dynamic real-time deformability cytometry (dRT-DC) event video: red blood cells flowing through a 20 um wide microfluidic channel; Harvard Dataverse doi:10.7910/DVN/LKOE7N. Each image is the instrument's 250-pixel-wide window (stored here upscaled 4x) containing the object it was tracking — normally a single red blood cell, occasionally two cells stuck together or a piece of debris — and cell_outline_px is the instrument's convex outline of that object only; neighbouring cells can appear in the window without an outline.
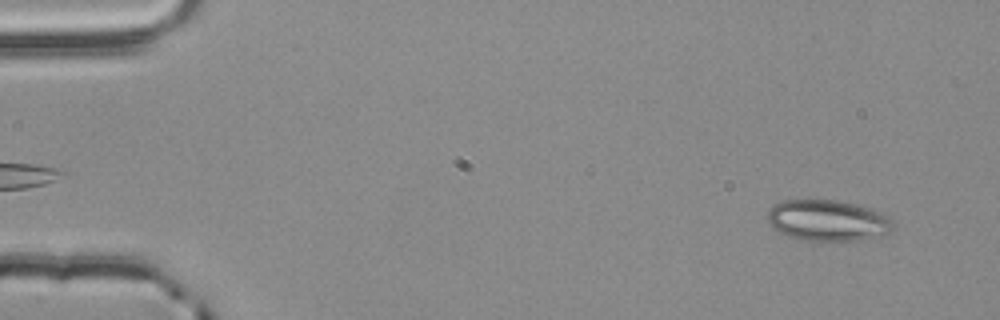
{"species": "common noctule bat (a hibernating species)", "species_latin": "Nyctalus noctula", "temperature_condition": "room temperature", "stored_images_in_passage": 3, "camera_frame_rate_fps": 3000, "um_per_image_px": 0.085, "animal": {"sex": "male", "body_mass_g": 20.4}, "frame": {"image": 1, "passage_image": 1, "time_ms": 0.0, "image_size_px": [1000, 320], "cell_outline_px": [[896, 228], [892, 232], [864, 240], [800, 240], [788, 236], [780, 232], [768, 220], [768, 212], [776, 204], [784, 200], [836, 200], [856, 204], [880, 212], [888, 216], [896, 224]], "centroid_in_image_um": [70.44, 18.74], "position_along_channel_um": 14.6, "area_um2": 29.94}}